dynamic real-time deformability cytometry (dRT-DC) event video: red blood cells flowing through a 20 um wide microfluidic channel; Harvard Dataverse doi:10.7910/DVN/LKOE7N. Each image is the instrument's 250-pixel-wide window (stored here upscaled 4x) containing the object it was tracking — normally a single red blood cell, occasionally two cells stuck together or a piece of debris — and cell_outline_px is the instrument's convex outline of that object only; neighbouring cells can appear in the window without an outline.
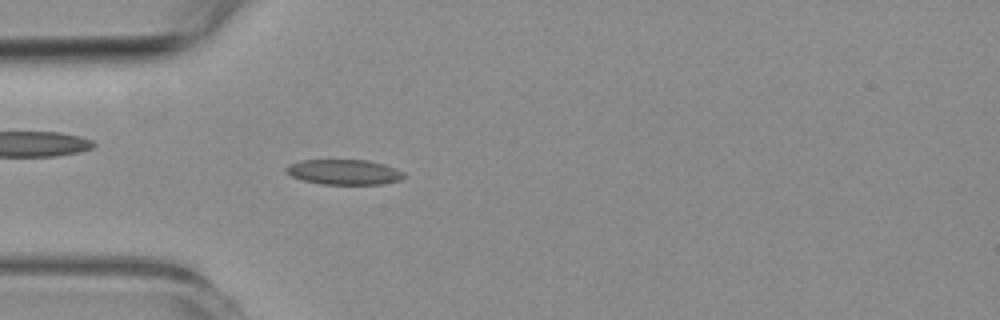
{"species": "common noctule bat (a hibernating species)", "species_latin": "Nyctalus noctula", "temperature_condition": "room temperature", "stored_images_in_passage": 54, "camera_frame_rate_fps": 3000, "um_per_image_px": 0.085, "animal": {"sex": "female", "body_mass_g": 19.3, "forearm_length_mm": 54.1}, "frame": {"image": 1, "passage_image": 15, "time_ms": 4.667, "image_size_px": [1000, 320], "cell_outline_px": [[404, 176], [400, 180], [380, 184], [320, 184], [304, 180], [292, 176], [284, 172], [284, 168], [288, 164], [300, 160], [368, 160], [384, 164], [396, 168], [404, 172]], "centroid_in_image_um": [29.21, 14.61], "position_along_channel_um": 55.8, "area_um2": 17.34}}
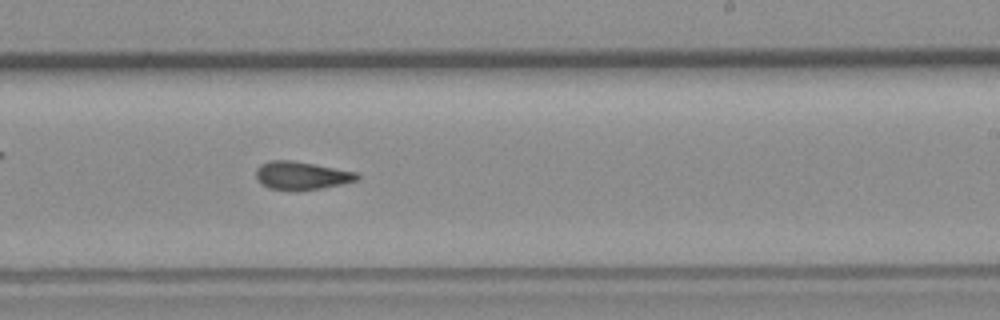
{"frame": {"image": 2, "passage_image": 32, "time_ms": 10.333, "image_size_px": [1000, 320], "cell_outline_px": [[360, 176], [356, 180], [340, 184], [300, 192], [292, 192], [268, 188], [260, 184], [256, 176], [256, 168], [260, 164], [268, 160], [288, 160], [312, 164], [356, 172]], "centroid_in_image_um": [25.54, 14.95], "position_along_channel_um": 263.5, "area_um2": 16.7}}
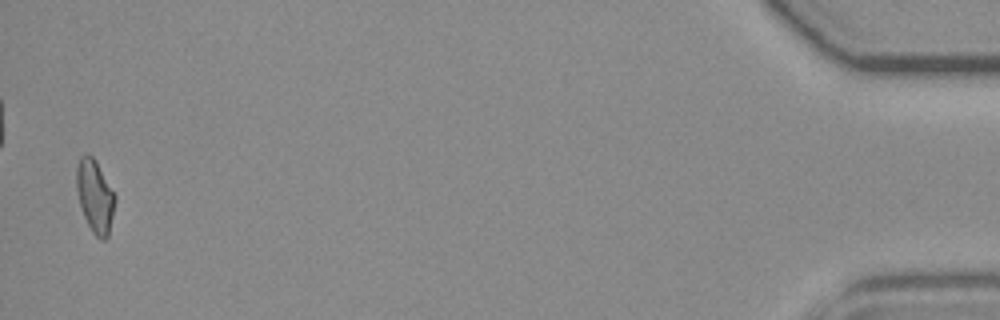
{"frame": {"image": 3, "passage_image": 53, "time_ms": 17.333, "image_size_px": [1000, 320], "cell_outline_px": [[116, 200], [108, 236], [104, 240], [100, 240], [92, 232], [84, 216], [80, 204], [76, 188], [76, 168], [80, 156], [92, 156], [96, 160], [116, 196]], "centroid_in_image_um": [8.08, 16.69], "position_along_channel_um": 427.1, "area_um2": 16.24}, "authors_computed_cell_mechanics": {"area_um2": 16.5886, "velocity_mm_per_s": 3.7433, "shape_relaxation_time_tau1_ms": null, "shape_relaxation_time_tau2_ms": 3.4983, "deformation_change_tau1": null, "deformation_change_tau2": 0.1014}}